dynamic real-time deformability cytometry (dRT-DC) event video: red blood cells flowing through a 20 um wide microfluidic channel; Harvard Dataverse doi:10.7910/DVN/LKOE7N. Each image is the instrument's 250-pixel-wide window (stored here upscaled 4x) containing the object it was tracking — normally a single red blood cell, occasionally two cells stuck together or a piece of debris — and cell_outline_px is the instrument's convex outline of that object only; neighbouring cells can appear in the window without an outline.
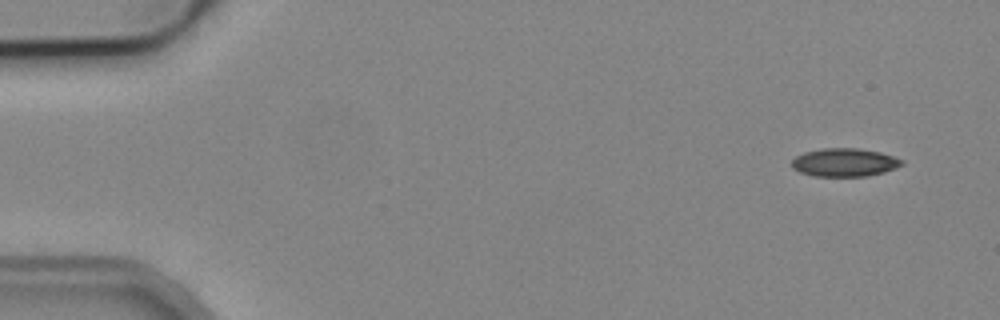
{"species": "common noctule bat (a hibernating species)", "species_latin": "Nyctalus noctula", "temperature_condition": "cold", "stored_images_in_passage": 7, "camera_frame_rate_fps": 3000, "um_per_image_px": 0.085, "animal": {"sex": "male", "body_mass_g": 19.2, "forearm_length_mm": 51.8}, "frame": {"image": 1, "passage_image": 1, "time_ms": 0.0, "image_size_px": [1000, 320], "cell_outline_px": [[904, 164], [896, 168], [884, 172], [868, 176], [812, 176], [800, 172], [792, 168], [792, 160], [796, 156], [804, 152], [820, 148], [860, 148], [880, 152], [904, 160]], "centroid_in_image_um": [71.78, 13.8], "position_along_channel_um": 13.2, "area_um2": 18.26}}
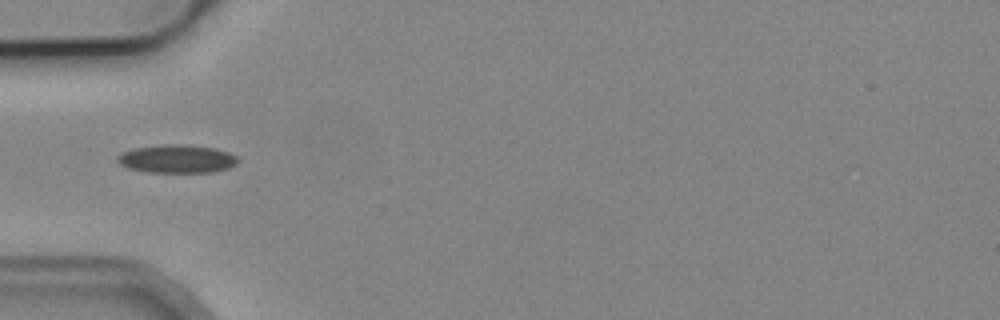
{"frame": {"image": 2, "passage_image": 4, "time_ms": 4.667, "image_size_px": [1000, 320], "cell_outline_px": [[240, 160], [236, 164], [228, 168], [212, 172], [148, 172], [128, 168], [120, 164], [116, 160], [116, 156], [132, 148], [168, 144], [184, 144], [216, 148], [228, 152], [236, 156]], "centroid_in_image_um": [15.04, 13.5], "position_along_channel_um": 70.0, "area_um2": 19.88}}